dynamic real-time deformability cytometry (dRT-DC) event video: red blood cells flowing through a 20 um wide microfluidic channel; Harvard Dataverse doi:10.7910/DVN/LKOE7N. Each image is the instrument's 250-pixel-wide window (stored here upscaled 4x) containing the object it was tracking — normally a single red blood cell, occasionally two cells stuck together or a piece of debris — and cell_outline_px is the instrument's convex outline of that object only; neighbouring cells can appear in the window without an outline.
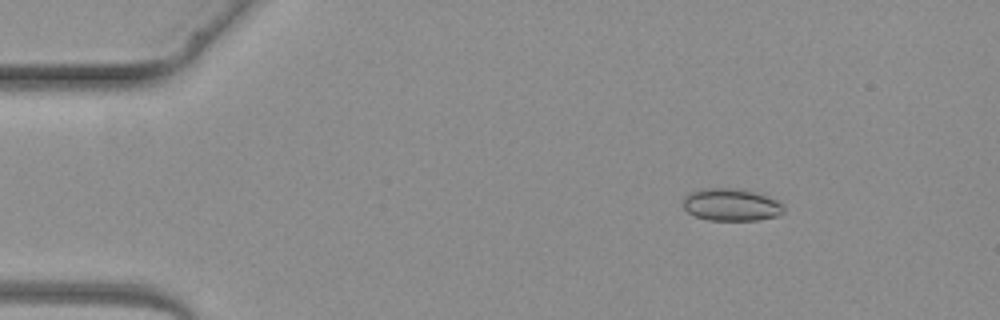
{"species": "common noctule bat (a hibernating species)", "species_latin": "Nyctalus noctula", "temperature_condition": "warm", "stored_images_in_passage": 4, "camera_frame_rate_fps": 3000, "um_per_image_px": 0.085, "animal": {"sex": "female", "body_mass_g": 19.3, "forearm_length_mm": 54.1}, "frame": {"image": 1, "passage_image": 2, "time_ms": 1.333, "image_size_px": [1000, 320], "cell_outline_px": [[784, 212], [780, 216], [756, 220], [708, 220], [696, 216], [688, 212], [680, 204], [680, 200], [688, 192], [700, 188], [732, 188], [756, 192], [776, 200], [784, 208]], "centroid_in_image_um": [62.08, 17.4], "position_along_channel_um": 22.9, "area_um2": 19.25}}